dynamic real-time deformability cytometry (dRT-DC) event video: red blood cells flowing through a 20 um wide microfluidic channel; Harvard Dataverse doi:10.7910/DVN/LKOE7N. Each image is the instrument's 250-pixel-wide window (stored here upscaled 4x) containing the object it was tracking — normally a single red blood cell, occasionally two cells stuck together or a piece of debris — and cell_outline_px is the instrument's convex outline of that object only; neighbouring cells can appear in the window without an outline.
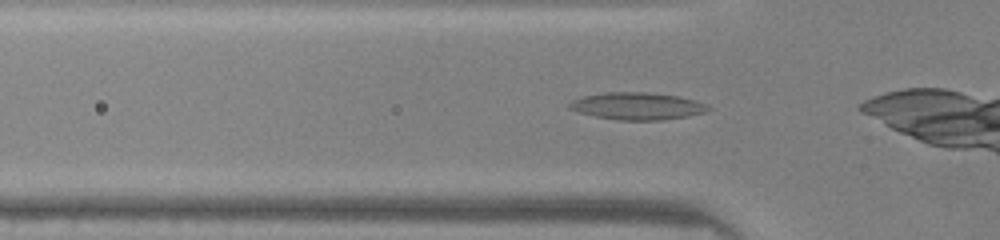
{"species": "common noctule bat (a hibernating species)", "species_latin": "Nyctalus noctula", "temperature_condition": "warm", "stored_images_in_passage": 14, "camera_frame_rate_fps": 3000, "um_per_image_px": 0.085, "animal": {"sex": "male", "body_mass_g": 20.0, "forearm_length_mm": 53.3}, "frame": {"image": 1, "passage_image": 3, "time_ms": 0.667, "image_size_px": [1000, 240], "cell_outline_px": [[712, 108], [704, 112], [688, 116], [664, 120], [616, 120], [596, 116], [580, 112], [568, 108], [568, 104], [572, 100], [584, 96], [608, 92], [644, 92], [676, 96], [696, 100], [708, 104]], "centroid_in_image_um": [54.19, 9.02], "position_along_channel_um": 71.6, "area_um2": 21.91}}
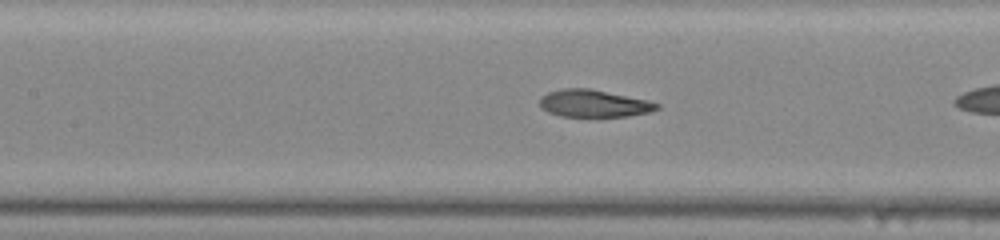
{"frame": {"image": 2, "passage_image": 9, "time_ms": 2.667, "image_size_px": [1000, 240], "cell_outline_px": [[660, 108], [652, 112], [628, 116], [560, 116], [548, 112], [540, 108], [540, 96], [548, 92], [564, 88], [588, 88], [648, 100], [660, 104]], "centroid_in_image_um": [50.48, 8.79], "position_along_channel_um": 156.9, "area_um2": 18.67}}
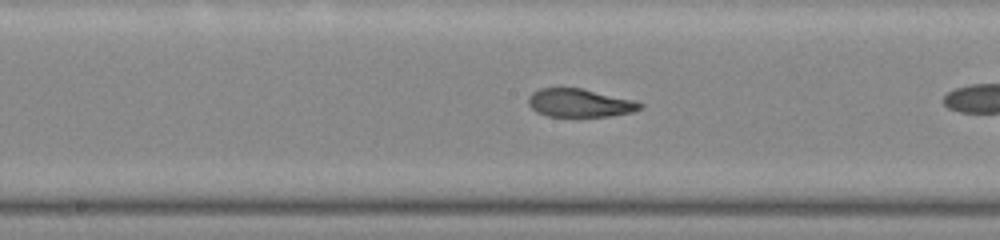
{"frame": {"image": 3, "passage_image": 12, "time_ms": 3.667, "image_size_px": [1000, 240], "cell_outline_px": [[644, 108], [632, 112], [608, 116], [548, 116], [536, 112], [528, 104], [528, 96], [532, 92], [540, 88], [584, 88], [632, 100], [644, 104]], "centroid_in_image_um": [49.27, 8.74], "position_along_channel_um": 198.9, "area_um2": 18.38}}